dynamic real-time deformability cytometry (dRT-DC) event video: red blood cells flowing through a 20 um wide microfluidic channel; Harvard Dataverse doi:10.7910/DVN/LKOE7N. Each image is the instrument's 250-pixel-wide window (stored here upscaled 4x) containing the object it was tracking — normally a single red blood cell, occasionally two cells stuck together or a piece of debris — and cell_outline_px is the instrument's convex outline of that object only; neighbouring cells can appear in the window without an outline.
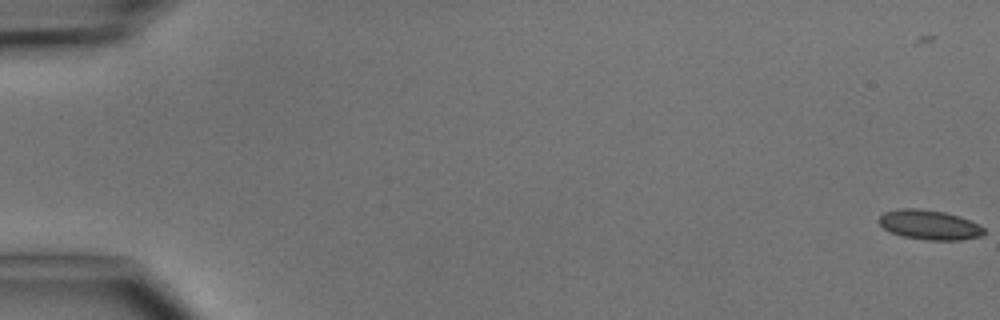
{"species": "common noctule bat (a hibernating species)", "species_latin": "Nyctalus noctula", "temperature_condition": "cold", "stored_images_in_passage": 5, "camera_frame_rate_fps": 3000, "um_per_image_px": 0.085, "animal": {"sex": "male", "body_mass_g": 15.6}, "frame": {"image": 1, "passage_image": 1, "time_ms": 0.0, "image_size_px": [1000, 320], "cell_outline_px": [[984, 232], [980, 236], [960, 240], [928, 240], [904, 236], [892, 232], [884, 228], [876, 220], [884, 212], [900, 208], [916, 208], [944, 212], [960, 216], [980, 224], [984, 228]], "centroid_in_image_um": [79.0, 19.1], "position_along_channel_um": 6.0, "area_um2": 18.09}}
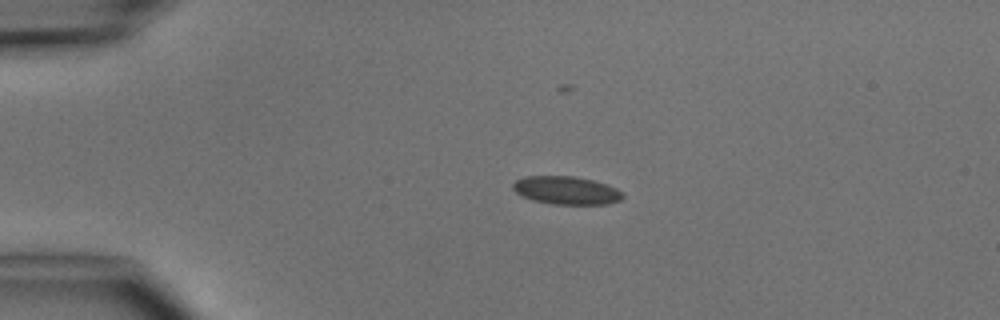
{"frame": {"image": 2, "passage_image": 4, "time_ms": 3.667, "image_size_px": [1000, 320], "cell_outline_px": [[624, 196], [620, 200], [608, 204], [552, 204], [532, 200], [516, 192], [512, 188], [512, 184], [516, 180], [524, 176], [572, 176], [592, 180], [608, 184], [624, 192]], "centroid_in_image_um": [48.16, 16.18], "position_along_channel_um": 36.8, "area_um2": 18.03}}
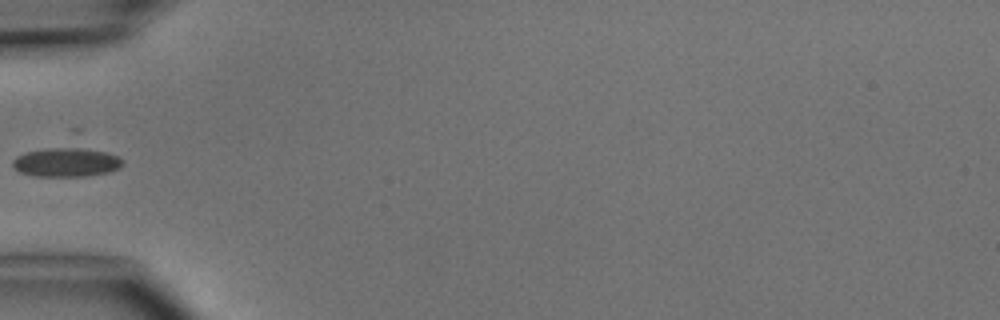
{"frame": {"image": 3, "passage_image": 5, "time_ms": 5.667, "image_size_px": [1000, 320], "cell_outline_px": [[124, 164], [120, 168], [108, 172], [84, 176], [32, 176], [20, 172], [12, 164], [12, 160], [16, 156], [24, 152], [68, 144], [72, 144], [120, 156], [124, 160]], "centroid_in_image_um": [5.65, 13.74], "position_along_channel_um": 79.3, "area_um2": 19.36}}